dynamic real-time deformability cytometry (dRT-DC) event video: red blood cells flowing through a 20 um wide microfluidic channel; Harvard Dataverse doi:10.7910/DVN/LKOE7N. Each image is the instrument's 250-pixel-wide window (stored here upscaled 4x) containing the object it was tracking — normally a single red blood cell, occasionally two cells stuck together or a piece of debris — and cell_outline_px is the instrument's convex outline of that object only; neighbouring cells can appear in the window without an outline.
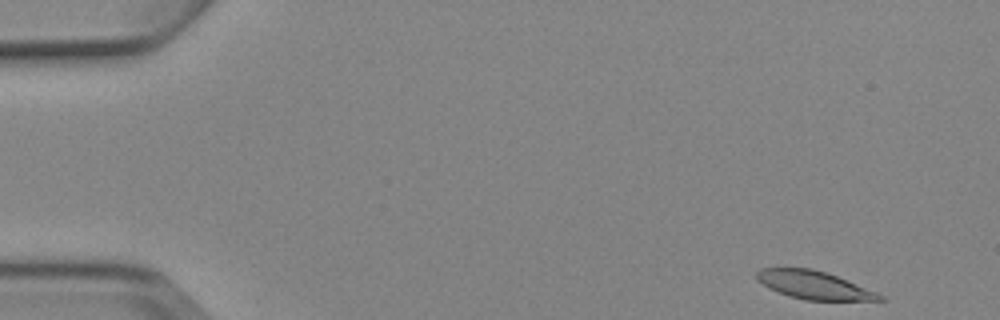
{"species": "Egyptian fruit bat (a non-hibernating species)", "species_latin": "Rousettus aegyptiacus", "temperature_condition": "cold", "stored_images_in_passage": 5, "camera_frame_rate_fps": 3000, "um_per_image_px": 0.085, "animal": {"sex": "female"}, "frame": {"image": 1, "passage_image": 1, "time_ms": 0.0, "image_size_px": [1000, 320], "cell_outline_px": [[888, 300], [804, 300], [788, 296], [756, 280], [756, 272], [760, 268], [812, 268], [836, 276], [880, 292]], "centroid_in_image_um": [69.24, 24.23], "position_along_channel_um": 15.8, "area_um2": 20.06}}
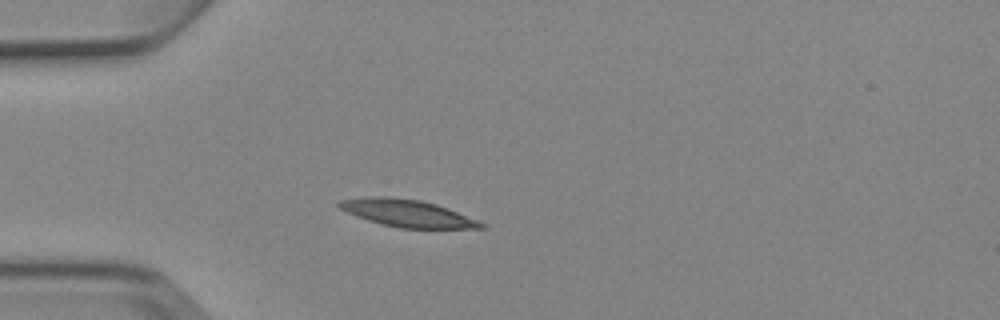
{"frame": {"image": 2, "passage_image": 4, "time_ms": 3.667, "image_size_px": [1000, 320], "cell_outline_px": [[488, 228], [400, 228], [380, 224], [356, 216], [340, 208], [336, 204], [340, 200], [368, 196], [388, 196], [420, 200], [436, 204], [448, 208], [488, 224]], "centroid_in_image_um": [34.64, 18.12], "position_along_channel_um": 50.4, "area_um2": 22.6}}